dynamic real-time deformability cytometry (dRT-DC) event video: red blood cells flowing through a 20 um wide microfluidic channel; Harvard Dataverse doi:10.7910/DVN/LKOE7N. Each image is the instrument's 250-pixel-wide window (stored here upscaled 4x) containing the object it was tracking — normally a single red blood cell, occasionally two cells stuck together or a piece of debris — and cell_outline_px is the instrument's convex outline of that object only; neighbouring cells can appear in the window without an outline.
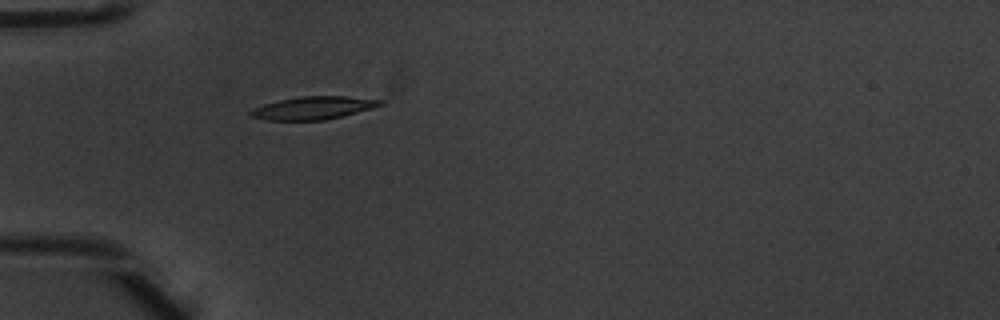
{"species": "common noctule bat (a hibernating species)", "species_latin": "Nyctalus noctula", "temperature_condition": "warm", "stored_images_in_passage": 4, "camera_frame_rate_fps": 3000, "um_per_image_px": 0.085, "animal": {"sex": "male", "body_mass_g": 20.1, "forearm_length_mm": 53.5}, "frame": {"image": 1, "passage_image": 4, "time_ms": 1.0, "image_size_px": [1000, 320], "cell_outline_px": [[384, 104], [372, 108], [324, 120], [264, 120], [248, 116], [248, 112], [252, 108], [264, 104], [280, 100], [300, 96], [344, 96], [384, 100]], "centroid_in_image_um": [26.57, 9.17], "position_along_channel_um": 58.4, "area_um2": 17.22}}